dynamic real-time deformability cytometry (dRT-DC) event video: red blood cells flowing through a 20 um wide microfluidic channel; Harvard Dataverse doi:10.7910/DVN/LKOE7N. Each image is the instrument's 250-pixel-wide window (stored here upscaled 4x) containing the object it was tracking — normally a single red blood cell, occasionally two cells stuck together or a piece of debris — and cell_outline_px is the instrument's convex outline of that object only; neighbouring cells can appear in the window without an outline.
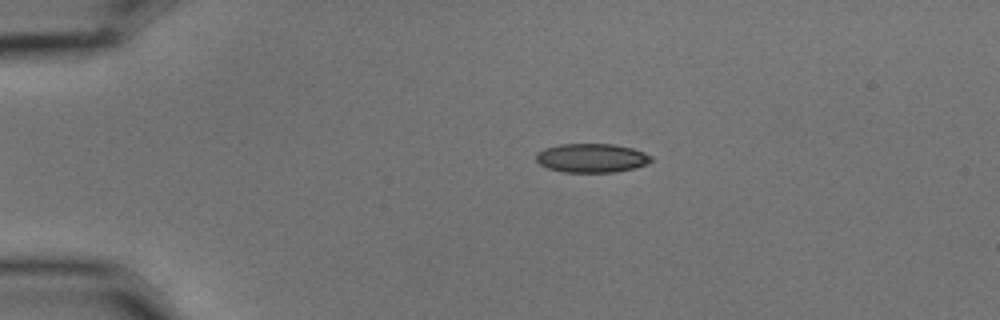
{"species": "common noctule bat (a hibernating species)", "species_latin": "Nyctalus noctula", "temperature_condition": "cold", "stored_images_in_passage": 2, "camera_frame_rate_fps": 3000, "um_per_image_px": 0.085, "animal": {"sex": "male", "body_mass_g": 15.6}, "frame": {"image": 1, "passage_image": 1, "time_ms": 0.0, "image_size_px": [1000, 320], "cell_outline_px": [[652, 160], [644, 164], [632, 168], [612, 172], [564, 172], [548, 168], [540, 164], [536, 160], [536, 156], [544, 148], [560, 144], [612, 144], [632, 148], [644, 152], [652, 156]], "centroid_in_image_um": [50.27, 13.42], "position_along_channel_um": 34.7, "area_um2": 19.13}}